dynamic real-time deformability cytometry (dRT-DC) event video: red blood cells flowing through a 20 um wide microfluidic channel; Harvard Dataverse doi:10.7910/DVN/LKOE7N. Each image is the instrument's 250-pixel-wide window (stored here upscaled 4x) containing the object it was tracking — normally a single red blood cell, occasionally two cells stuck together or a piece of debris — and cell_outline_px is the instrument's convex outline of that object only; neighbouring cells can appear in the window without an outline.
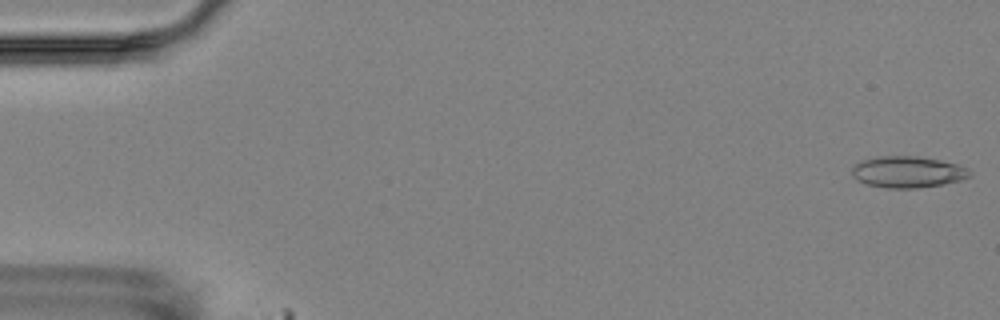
{"species": "Egyptian fruit bat (a non-hibernating species)", "species_latin": "Rousettus aegyptiacus", "temperature_condition": "room temperature", "stored_images_in_passage": 2, "camera_frame_rate_fps": 3000, "um_per_image_px": 0.085, "animal": {"sex": "female"}, "frame": {"image": 1, "passage_image": 1, "time_ms": 0.0, "image_size_px": [1000, 320], "cell_outline_px": [[972, 176], [960, 180], [944, 184], [916, 188], [884, 188], [864, 184], [856, 180], [852, 176], [852, 164], [860, 160], [876, 156], [916, 156], [940, 160], [960, 164], [968, 168], [972, 172]], "centroid_in_image_um": [77.13, 14.61], "position_along_channel_um": 7.9, "area_um2": 22.08}}